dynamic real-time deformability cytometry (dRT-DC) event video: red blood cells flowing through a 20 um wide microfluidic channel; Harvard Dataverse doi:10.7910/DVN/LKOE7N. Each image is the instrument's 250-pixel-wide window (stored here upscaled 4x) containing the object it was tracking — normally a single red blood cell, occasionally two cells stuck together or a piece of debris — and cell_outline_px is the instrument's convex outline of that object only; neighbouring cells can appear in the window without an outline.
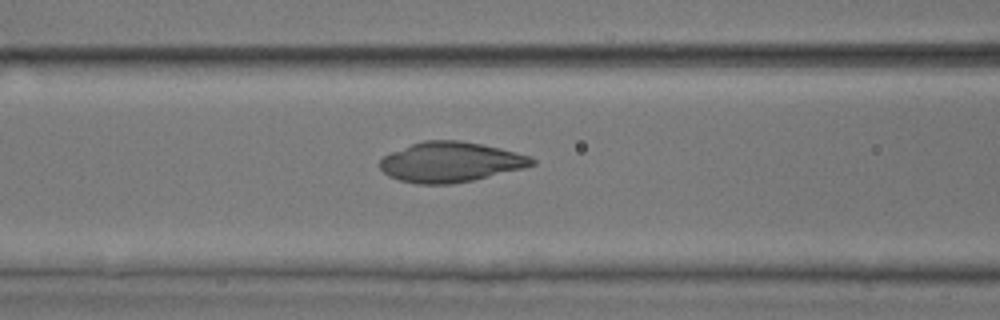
{"species": "common noctule bat (a hibernating species)", "species_latin": "Nyctalus noctula", "temperature_condition": "room temperature", "stored_images_in_passage": 54, "camera_frame_rate_fps": 3000, "um_per_image_px": 0.085, "animal": {"sex": "male", "body_mass_g": 17.9, "forearm_length_mm": 54.2}, "frame": {"image": 1, "passage_image": 23, "time_ms": 7.333, "image_size_px": [1000, 320], "cell_outline_px": [[536, 164], [524, 168], [472, 180], [452, 184], [416, 184], [400, 180], [388, 176], [380, 168], [380, 160], [384, 156], [392, 152], [412, 144], [424, 140], [460, 140], [500, 148], [532, 156], [536, 160]], "centroid_in_image_um": [38.32, 13.78], "position_along_channel_um": 128.3, "area_um2": 35.43}}
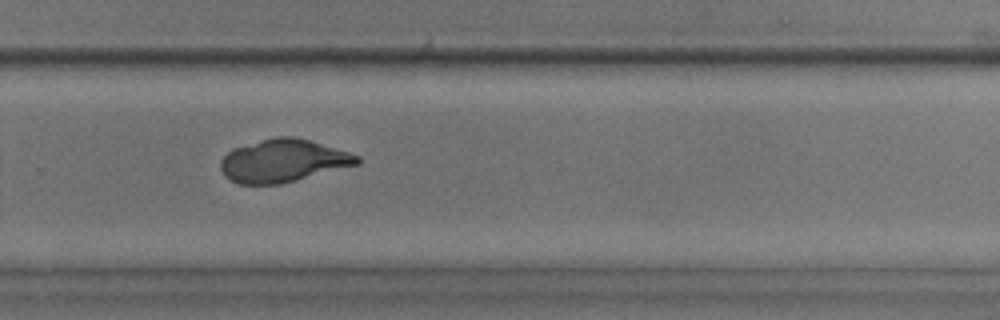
{"frame": {"image": 2, "passage_image": 37, "time_ms": 12.0, "image_size_px": [1000, 320], "cell_outline_px": [[360, 164], [280, 184], [240, 184], [224, 176], [220, 168], [220, 160], [232, 148], [276, 136], [292, 136], [308, 140], [348, 152], [360, 156]], "centroid_in_image_um": [24.05, 13.67], "position_along_channel_um": 305.8, "area_um2": 33.81}}
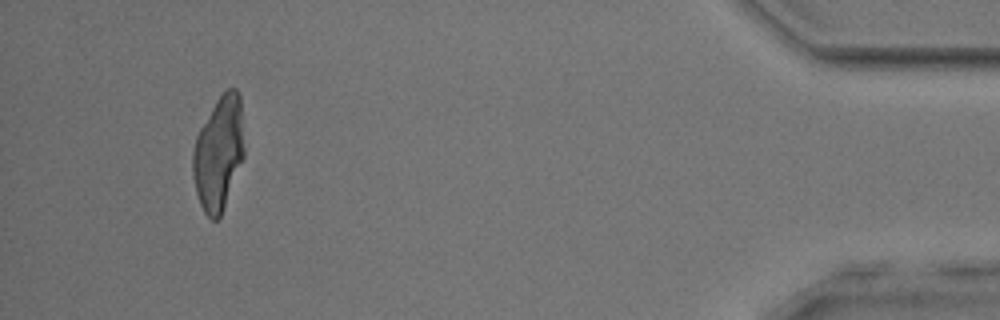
{"frame": {"image": 3, "passage_image": 51, "time_ms": 16.667, "image_size_px": [1000, 320], "cell_outline_px": [[244, 156], [220, 216], [216, 220], [212, 220], [204, 212], [200, 204], [196, 192], [192, 172], [192, 152], [196, 136], [200, 128], [216, 100], [228, 88], [236, 88], [240, 96], [244, 148]], "centroid_in_image_um": [18.57, 13.01], "position_along_channel_um": 416.6, "area_um2": 33.81}}